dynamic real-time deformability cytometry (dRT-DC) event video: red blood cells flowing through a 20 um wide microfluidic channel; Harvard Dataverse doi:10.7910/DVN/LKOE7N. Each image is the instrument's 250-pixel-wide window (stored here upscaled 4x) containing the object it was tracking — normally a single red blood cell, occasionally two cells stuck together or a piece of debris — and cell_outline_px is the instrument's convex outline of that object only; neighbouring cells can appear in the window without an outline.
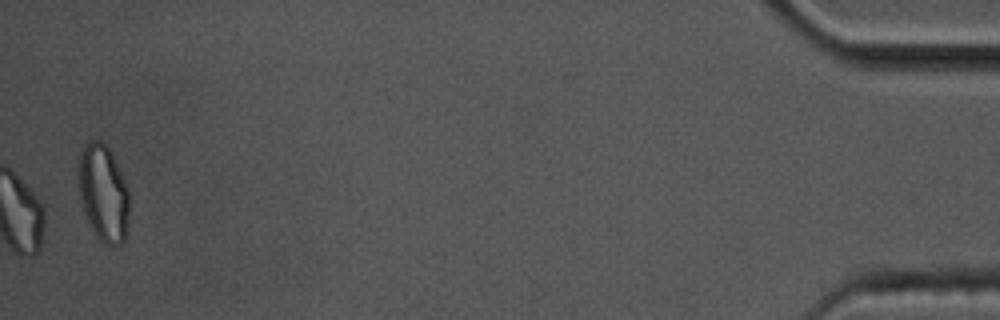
{"species": "common noctule bat (a hibernating species)", "species_latin": "Nyctalus noctula", "temperature_condition": "cold", "stored_images_in_passage": 54, "camera_frame_rate_fps": 3000, "um_per_image_px": 0.085, "animal": {"sex": "male", "body_mass_g": 17.5, "forearm_length_mm": 52.3}, "frame": {"image": 1, "passage_image": 54, "time_ms": 17.667, "image_size_px": [1000, 320], "cell_outline_px": [[128, 220], [124, 244], [104, 244], [96, 236], [84, 212], [80, 196], [80, 152], [84, 144], [88, 140], [100, 140], [108, 148], [128, 188]], "centroid_in_image_um": [8.79, 16.43], "position_along_channel_um": 426.4, "area_um2": 28.03}, "authors_computed_cell_mechanics": {"area_um2": 17.6001, "velocity_mm_per_s": 3.5435, "shape_relaxation_time_tau1_ms": 4.6544, "shape_relaxation_time_tau2_ms": null, "deformation_change_tau1": 0.1437, "deformation_change_tau2": null}}